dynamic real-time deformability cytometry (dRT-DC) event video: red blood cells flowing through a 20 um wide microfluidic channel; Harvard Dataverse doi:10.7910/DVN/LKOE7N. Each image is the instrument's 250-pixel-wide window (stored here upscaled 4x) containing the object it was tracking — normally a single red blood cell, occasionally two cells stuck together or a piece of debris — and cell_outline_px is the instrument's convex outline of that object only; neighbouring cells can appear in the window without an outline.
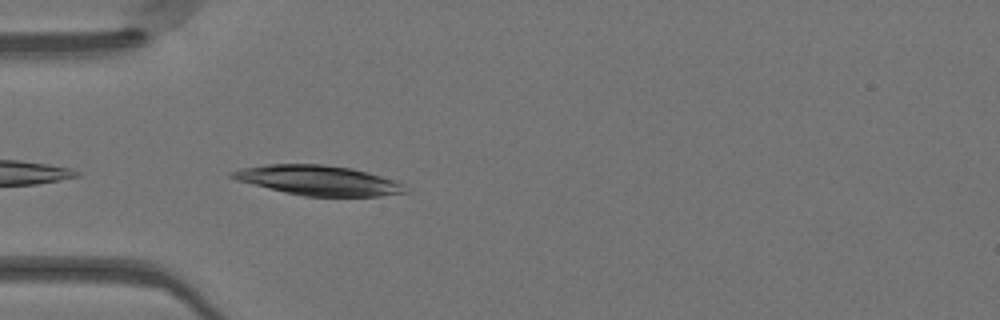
{"species": "Egyptian fruit bat (a non-hibernating species)", "species_latin": "Rousettus aegyptiacus", "temperature_condition": "warm", "stored_images_in_passage": 9, "camera_frame_rate_fps": 3000, "um_per_image_px": 0.085, "animal": {"sex": "female"}, "frame": {"image": 1, "passage_image": 2, "time_ms": 0.333, "image_size_px": [1000, 320], "cell_outline_px": [[412, 192], [380, 196], [304, 196], [284, 192], [236, 180], [228, 176], [228, 172], [240, 168], [268, 164], [324, 164], [352, 168], [368, 172], [404, 184]], "centroid_in_image_um": [27.06, 15.33], "position_along_channel_um": 57.9, "area_um2": 30.23}}
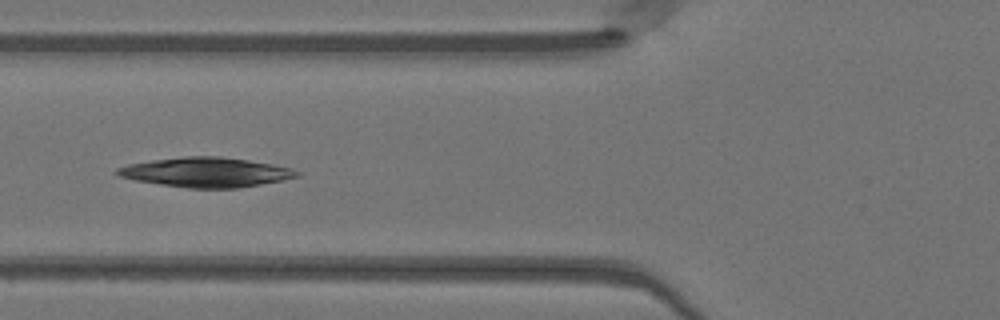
{"frame": {"image": 2, "passage_image": 6, "time_ms": 1.667, "image_size_px": [1000, 320], "cell_outline_px": [[300, 176], [240, 188], [188, 188], [132, 180], [120, 176], [112, 172], [116, 168], [128, 164], [152, 160], [184, 156], [220, 156], [248, 160], [272, 164], [292, 168], [300, 172]], "centroid_in_image_um": [17.47, 14.64], "position_along_channel_um": 108.3, "area_um2": 31.1}}